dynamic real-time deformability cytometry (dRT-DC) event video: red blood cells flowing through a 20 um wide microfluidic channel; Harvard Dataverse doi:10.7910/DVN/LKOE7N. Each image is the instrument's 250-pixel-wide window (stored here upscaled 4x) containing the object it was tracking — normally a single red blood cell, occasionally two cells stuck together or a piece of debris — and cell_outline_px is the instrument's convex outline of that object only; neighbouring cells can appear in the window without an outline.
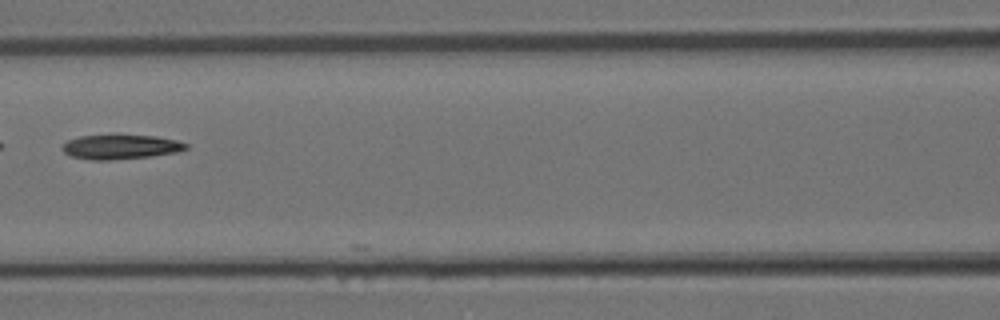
{"species": "Egyptian fruit bat (a non-hibernating species)", "species_latin": "Rousettus aegyptiacus", "temperature_condition": "room temperature", "stored_images_in_passage": 4, "camera_frame_rate_fps": 3000, "um_per_image_px": 0.085, "animal": {"sex": "female"}, "frame": {"image": 1, "passage_image": 4, "time_ms": 1.0, "image_size_px": [1000, 320], "cell_outline_px": [[188, 148], [176, 152], [152, 156], [112, 160], [92, 160], [72, 156], [64, 152], [60, 148], [68, 140], [80, 136], [112, 132], [116, 132], [156, 136], [176, 140], [188, 144]], "centroid_in_image_um": [10.23, 12.43], "position_along_channel_um": 156.4, "area_um2": 18.5}}